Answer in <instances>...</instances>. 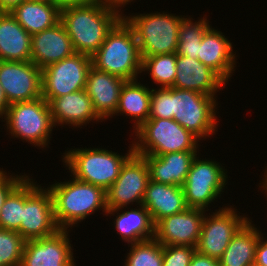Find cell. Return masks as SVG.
I'll list each match as a JSON object with an SVG mask.
<instances>
[{
    "mask_svg": "<svg viewBox=\"0 0 267 266\" xmlns=\"http://www.w3.org/2000/svg\"><path fill=\"white\" fill-rule=\"evenodd\" d=\"M123 12L102 0L61 8V22L75 52L92 56L108 33L123 18Z\"/></svg>",
    "mask_w": 267,
    "mask_h": 266,
    "instance_id": "cell-1",
    "label": "cell"
},
{
    "mask_svg": "<svg viewBox=\"0 0 267 266\" xmlns=\"http://www.w3.org/2000/svg\"><path fill=\"white\" fill-rule=\"evenodd\" d=\"M71 178L48 185L53 198L55 220L60 229L69 230L91 214L106 215V191L99 186Z\"/></svg>",
    "mask_w": 267,
    "mask_h": 266,
    "instance_id": "cell-2",
    "label": "cell"
},
{
    "mask_svg": "<svg viewBox=\"0 0 267 266\" xmlns=\"http://www.w3.org/2000/svg\"><path fill=\"white\" fill-rule=\"evenodd\" d=\"M91 59L92 66L96 69L126 81L136 80L142 74L138 41L133 28L124 18L108 33Z\"/></svg>",
    "mask_w": 267,
    "mask_h": 266,
    "instance_id": "cell-3",
    "label": "cell"
},
{
    "mask_svg": "<svg viewBox=\"0 0 267 266\" xmlns=\"http://www.w3.org/2000/svg\"><path fill=\"white\" fill-rule=\"evenodd\" d=\"M125 154L106 148H71L62 157L64 167L78 180L102 187L105 191L116 181L122 166L135 153L133 143Z\"/></svg>",
    "mask_w": 267,
    "mask_h": 266,
    "instance_id": "cell-4",
    "label": "cell"
},
{
    "mask_svg": "<svg viewBox=\"0 0 267 266\" xmlns=\"http://www.w3.org/2000/svg\"><path fill=\"white\" fill-rule=\"evenodd\" d=\"M123 14L133 28L141 59L158 54L176 53L179 40V26L185 15L169 12Z\"/></svg>",
    "mask_w": 267,
    "mask_h": 266,
    "instance_id": "cell-5",
    "label": "cell"
},
{
    "mask_svg": "<svg viewBox=\"0 0 267 266\" xmlns=\"http://www.w3.org/2000/svg\"><path fill=\"white\" fill-rule=\"evenodd\" d=\"M1 119L12 138L26 141L39 149L49 147L55 126L49 103L43 97L10 104Z\"/></svg>",
    "mask_w": 267,
    "mask_h": 266,
    "instance_id": "cell-6",
    "label": "cell"
},
{
    "mask_svg": "<svg viewBox=\"0 0 267 266\" xmlns=\"http://www.w3.org/2000/svg\"><path fill=\"white\" fill-rule=\"evenodd\" d=\"M137 155H162L172 152L199 151V139L174 119L149 118L135 132Z\"/></svg>",
    "mask_w": 267,
    "mask_h": 266,
    "instance_id": "cell-7",
    "label": "cell"
},
{
    "mask_svg": "<svg viewBox=\"0 0 267 266\" xmlns=\"http://www.w3.org/2000/svg\"><path fill=\"white\" fill-rule=\"evenodd\" d=\"M216 97L171 87L173 119L200 141L211 138L218 130L216 112L219 109Z\"/></svg>",
    "mask_w": 267,
    "mask_h": 266,
    "instance_id": "cell-8",
    "label": "cell"
},
{
    "mask_svg": "<svg viewBox=\"0 0 267 266\" xmlns=\"http://www.w3.org/2000/svg\"><path fill=\"white\" fill-rule=\"evenodd\" d=\"M46 186H41L29 174L23 179V215L17 231L25 240L39 239L56 234L57 225L53 198Z\"/></svg>",
    "mask_w": 267,
    "mask_h": 266,
    "instance_id": "cell-9",
    "label": "cell"
},
{
    "mask_svg": "<svg viewBox=\"0 0 267 266\" xmlns=\"http://www.w3.org/2000/svg\"><path fill=\"white\" fill-rule=\"evenodd\" d=\"M201 159L199 155L193 159L182 188L188 208L211 211L208 207L210 208V204L217 202L216 199L224 194L226 185H229V178L227 169L220 162L214 159Z\"/></svg>",
    "mask_w": 267,
    "mask_h": 266,
    "instance_id": "cell-10",
    "label": "cell"
},
{
    "mask_svg": "<svg viewBox=\"0 0 267 266\" xmlns=\"http://www.w3.org/2000/svg\"><path fill=\"white\" fill-rule=\"evenodd\" d=\"M225 205V206H224ZM215 212L206 211L196 251L220 259L235 234L250 220L248 215H240L236 207L224 204ZM227 205V206H226ZM224 207V208H223ZM239 212V213H238Z\"/></svg>",
    "mask_w": 267,
    "mask_h": 266,
    "instance_id": "cell-11",
    "label": "cell"
},
{
    "mask_svg": "<svg viewBox=\"0 0 267 266\" xmlns=\"http://www.w3.org/2000/svg\"><path fill=\"white\" fill-rule=\"evenodd\" d=\"M91 56L75 52L63 60L42 69V97L49 103L53 98L85 89Z\"/></svg>",
    "mask_w": 267,
    "mask_h": 266,
    "instance_id": "cell-12",
    "label": "cell"
},
{
    "mask_svg": "<svg viewBox=\"0 0 267 266\" xmlns=\"http://www.w3.org/2000/svg\"><path fill=\"white\" fill-rule=\"evenodd\" d=\"M149 181L145 159L134 153L122 166L116 181L106 190L107 209L129 207L134 202L135 206L141 205Z\"/></svg>",
    "mask_w": 267,
    "mask_h": 266,
    "instance_id": "cell-13",
    "label": "cell"
},
{
    "mask_svg": "<svg viewBox=\"0 0 267 266\" xmlns=\"http://www.w3.org/2000/svg\"><path fill=\"white\" fill-rule=\"evenodd\" d=\"M42 70L31 61H1L0 84L8 104L42 97Z\"/></svg>",
    "mask_w": 267,
    "mask_h": 266,
    "instance_id": "cell-14",
    "label": "cell"
},
{
    "mask_svg": "<svg viewBox=\"0 0 267 266\" xmlns=\"http://www.w3.org/2000/svg\"><path fill=\"white\" fill-rule=\"evenodd\" d=\"M69 231L60 229L49 237L26 240L20 266H76Z\"/></svg>",
    "mask_w": 267,
    "mask_h": 266,
    "instance_id": "cell-15",
    "label": "cell"
},
{
    "mask_svg": "<svg viewBox=\"0 0 267 266\" xmlns=\"http://www.w3.org/2000/svg\"><path fill=\"white\" fill-rule=\"evenodd\" d=\"M205 214V210L187 208L181 213L164 217L155 224L154 238L162 245L196 248Z\"/></svg>",
    "mask_w": 267,
    "mask_h": 266,
    "instance_id": "cell-16",
    "label": "cell"
},
{
    "mask_svg": "<svg viewBox=\"0 0 267 266\" xmlns=\"http://www.w3.org/2000/svg\"><path fill=\"white\" fill-rule=\"evenodd\" d=\"M49 106L55 128L67 125L74 130L91 122L97 124L103 121L94 110L92 100L85 89L53 98Z\"/></svg>",
    "mask_w": 267,
    "mask_h": 266,
    "instance_id": "cell-17",
    "label": "cell"
},
{
    "mask_svg": "<svg viewBox=\"0 0 267 266\" xmlns=\"http://www.w3.org/2000/svg\"><path fill=\"white\" fill-rule=\"evenodd\" d=\"M226 84L227 82L217 72L203 65L198 59L176 54L174 88L217 96V92L220 93Z\"/></svg>",
    "mask_w": 267,
    "mask_h": 266,
    "instance_id": "cell-18",
    "label": "cell"
},
{
    "mask_svg": "<svg viewBox=\"0 0 267 266\" xmlns=\"http://www.w3.org/2000/svg\"><path fill=\"white\" fill-rule=\"evenodd\" d=\"M74 53L72 41L61 21L51 28L32 34L30 61L41 70Z\"/></svg>",
    "mask_w": 267,
    "mask_h": 266,
    "instance_id": "cell-19",
    "label": "cell"
},
{
    "mask_svg": "<svg viewBox=\"0 0 267 266\" xmlns=\"http://www.w3.org/2000/svg\"><path fill=\"white\" fill-rule=\"evenodd\" d=\"M236 54L232 43L220 30L211 25L205 30L199 44L198 60L217 72L227 83L237 67Z\"/></svg>",
    "mask_w": 267,
    "mask_h": 266,
    "instance_id": "cell-20",
    "label": "cell"
},
{
    "mask_svg": "<svg viewBox=\"0 0 267 266\" xmlns=\"http://www.w3.org/2000/svg\"><path fill=\"white\" fill-rule=\"evenodd\" d=\"M126 80L91 66L87 73L85 91L94 110L104 121L116 113L121 89Z\"/></svg>",
    "mask_w": 267,
    "mask_h": 266,
    "instance_id": "cell-21",
    "label": "cell"
},
{
    "mask_svg": "<svg viewBox=\"0 0 267 266\" xmlns=\"http://www.w3.org/2000/svg\"><path fill=\"white\" fill-rule=\"evenodd\" d=\"M199 151L172 152L142 156L149 168L150 180L160 184L183 186L193 159Z\"/></svg>",
    "mask_w": 267,
    "mask_h": 266,
    "instance_id": "cell-22",
    "label": "cell"
},
{
    "mask_svg": "<svg viewBox=\"0 0 267 266\" xmlns=\"http://www.w3.org/2000/svg\"><path fill=\"white\" fill-rule=\"evenodd\" d=\"M107 216L115 217L112 218L114 220L112 222L114 223L113 229H116L115 231H117L121 240L128 245L154 238L155 224L149 211L142 204L134 209H130V207L107 209Z\"/></svg>",
    "mask_w": 267,
    "mask_h": 266,
    "instance_id": "cell-23",
    "label": "cell"
},
{
    "mask_svg": "<svg viewBox=\"0 0 267 266\" xmlns=\"http://www.w3.org/2000/svg\"><path fill=\"white\" fill-rule=\"evenodd\" d=\"M142 205L149 211L154 224L188 208L181 186L160 184L151 180L146 187Z\"/></svg>",
    "mask_w": 267,
    "mask_h": 266,
    "instance_id": "cell-24",
    "label": "cell"
},
{
    "mask_svg": "<svg viewBox=\"0 0 267 266\" xmlns=\"http://www.w3.org/2000/svg\"><path fill=\"white\" fill-rule=\"evenodd\" d=\"M29 34L10 12H0V58L3 61H30Z\"/></svg>",
    "mask_w": 267,
    "mask_h": 266,
    "instance_id": "cell-25",
    "label": "cell"
},
{
    "mask_svg": "<svg viewBox=\"0 0 267 266\" xmlns=\"http://www.w3.org/2000/svg\"><path fill=\"white\" fill-rule=\"evenodd\" d=\"M139 79L126 81L121 89L116 113L112 116H129L133 132L149 119L151 88ZM126 114V115H125Z\"/></svg>",
    "mask_w": 267,
    "mask_h": 266,
    "instance_id": "cell-26",
    "label": "cell"
},
{
    "mask_svg": "<svg viewBox=\"0 0 267 266\" xmlns=\"http://www.w3.org/2000/svg\"><path fill=\"white\" fill-rule=\"evenodd\" d=\"M10 13L31 35L51 28L61 21V8L56 3L25 0Z\"/></svg>",
    "mask_w": 267,
    "mask_h": 266,
    "instance_id": "cell-27",
    "label": "cell"
},
{
    "mask_svg": "<svg viewBox=\"0 0 267 266\" xmlns=\"http://www.w3.org/2000/svg\"><path fill=\"white\" fill-rule=\"evenodd\" d=\"M250 219L231 239L220 266H254L256 247L263 234Z\"/></svg>",
    "mask_w": 267,
    "mask_h": 266,
    "instance_id": "cell-28",
    "label": "cell"
},
{
    "mask_svg": "<svg viewBox=\"0 0 267 266\" xmlns=\"http://www.w3.org/2000/svg\"><path fill=\"white\" fill-rule=\"evenodd\" d=\"M207 15L198 21L187 15L179 26V40L176 54L198 59L199 44H201L205 30L210 26Z\"/></svg>",
    "mask_w": 267,
    "mask_h": 266,
    "instance_id": "cell-29",
    "label": "cell"
},
{
    "mask_svg": "<svg viewBox=\"0 0 267 266\" xmlns=\"http://www.w3.org/2000/svg\"><path fill=\"white\" fill-rule=\"evenodd\" d=\"M147 72L158 88L173 87L176 76V53L158 54L142 60V74Z\"/></svg>",
    "mask_w": 267,
    "mask_h": 266,
    "instance_id": "cell-30",
    "label": "cell"
},
{
    "mask_svg": "<svg viewBox=\"0 0 267 266\" xmlns=\"http://www.w3.org/2000/svg\"><path fill=\"white\" fill-rule=\"evenodd\" d=\"M123 266H162L163 245L155 238L129 244Z\"/></svg>",
    "mask_w": 267,
    "mask_h": 266,
    "instance_id": "cell-31",
    "label": "cell"
},
{
    "mask_svg": "<svg viewBox=\"0 0 267 266\" xmlns=\"http://www.w3.org/2000/svg\"><path fill=\"white\" fill-rule=\"evenodd\" d=\"M23 215V180L8 194L0 213V229L18 231Z\"/></svg>",
    "mask_w": 267,
    "mask_h": 266,
    "instance_id": "cell-32",
    "label": "cell"
},
{
    "mask_svg": "<svg viewBox=\"0 0 267 266\" xmlns=\"http://www.w3.org/2000/svg\"><path fill=\"white\" fill-rule=\"evenodd\" d=\"M25 241L17 231L0 229V266H20Z\"/></svg>",
    "mask_w": 267,
    "mask_h": 266,
    "instance_id": "cell-33",
    "label": "cell"
},
{
    "mask_svg": "<svg viewBox=\"0 0 267 266\" xmlns=\"http://www.w3.org/2000/svg\"><path fill=\"white\" fill-rule=\"evenodd\" d=\"M170 88H151L149 118L173 119Z\"/></svg>",
    "mask_w": 267,
    "mask_h": 266,
    "instance_id": "cell-34",
    "label": "cell"
},
{
    "mask_svg": "<svg viewBox=\"0 0 267 266\" xmlns=\"http://www.w3.org/2000/svg\"><path fill=\"white\" fill-rule=\"evenodd\" d=\"M195 247L183 245H163L162 266H190Z\"/></svg>",
    "mask_w": 267,
    "mask_h": 266,
    "instance_id": "cell-35",
    "label": "cell"
},
{
    "mask_svg": "<svg viewBox=\"0 0 267 266\" xmlns=\"http://www.w3.org/2000/svg\"><path fill=\"white\" fill-rule=\"evenodd\" d=\"M2 169V170H1ZM18 174H11L9 171L8 173L6 170L4 171L3 168H0V213L4 201L8 194L27 176L26 173Z\"/></svg>",
    "mask_w": 267,
    "mask_h": 266,
    "instance_id": "cell-36",
    "label": "cell"
},
{
    "mask_svg": "<svg viewBox=\"0 0 267 266\" xmlns=\"http://www.w3.org/2000/svg\"><path fill=\"white\" fill-rule=\"evenodd\" d=\"M267 237L261 236L255 254L254 266H267Z\"/></svg>",
    "mask_w": 267,
    "mask_h": 266,
    "instance_id": "cell-37",
    "label": "cell"
},
{
    "mask_svg": "<svg viewBox=\"0 0 267 266\" xmlns=\"http://www.w3.org/2000/svg\"><path fill=\"white\" fill-rule=\"evenodd\" d=\"M190 266H220L218 259L203 255L197 251L194 252Z\"/></svg>",
    "mask_w": 267,
    "mask_h": 266,
    "instance_id": "cell-38",
    "label": "cell"
},
{
    "mask_svg": "<svg viewBox=\"0 0 267 266\" xmlns=\"http://www.w3.org/2000/svg\"><path fill=\"white\" fill-rule=\"evenodd\" d=\"M25 0H0V12H11Z\"/></svg>",
    "mask_w": 267,
    "mask_h": 266,
    "instance_id": "cell-39",
    "label": "cell"
},
{
    "mask_svg": "<svg viewBox=\"0 0 267 266\" xmlns=\"http://www.w3.org/2000/svg\"><path fill=\"white\" fill-rule=\"evenodd\" d=\"M96 0H56V4L60 7L73 6V5H84L95 2Z\"/></svg>",
    "mask_w": 267,
    "mask_h": 266,
    "instance_id": "cell-40",
    "label": "cell"
},
{
    "mask_svg": "<svg viewBox=\"0 0 267 266\" xmlns=\"http://www.w3.org/2000/svg\"><path fill=\"white\" fill-rule=\"evenodd\" d=\"M102 1L106 3L108 6L114 7L119 11H121L122 9V11L124 12L123 8H125V5H129L134 0H102Z\"/></svg>",
    "mask_w": 267,
    "mask_h": 266,
    "instance_id": "cell-41",
    "label": "cell"
},
{
    "mask_svg": "<svg viewBox=\"0 0 267 266\" xmlns=\"http://www.w3.org/2000/svg\"><path fill=\"white\" fill-rule=\"evenodd\" d=\"M8 106L9 104L6 100L4 90L2 89L0 84V117H2L6 113Z\"/></svg>",
    "mask_w": 267,
    "mask_h": 266,
    "instance_id": "cell-42",
    "label": "cell"
},
{
    "mask_svg": "<svg viewBox=\"0 0 267 266\" xmlns=\"http://www.w3.org/2000/svg\"><path fill=\"white\" fill-rule=\"evenodd\" d=\"M264 171V175H262L263 177H261L262 181H260L259 183V190H261L262 188V191L266 194V198H267V166H265V169L263 170Z\"/></svg>",
    "mask_w": 267,
    "mask_h": 266,
    "instance_id": "cell-43",
    "label": "cell"
},
{
    "mask_svg": "<svg viewBox=\"0 0 267 266\" xmlns=\"http://www.w3.org/2000/svg\"><path fill=\"white\" fill-rule=\"evenodd\" d=\"M29 1H38V2H46V3H56V0H29Z\"/></svg>",
    "mask_w": 267,
    "mask_h": 266,
    "instance_id": "cell-44",
    "label": "cell"
}]
</instances>
